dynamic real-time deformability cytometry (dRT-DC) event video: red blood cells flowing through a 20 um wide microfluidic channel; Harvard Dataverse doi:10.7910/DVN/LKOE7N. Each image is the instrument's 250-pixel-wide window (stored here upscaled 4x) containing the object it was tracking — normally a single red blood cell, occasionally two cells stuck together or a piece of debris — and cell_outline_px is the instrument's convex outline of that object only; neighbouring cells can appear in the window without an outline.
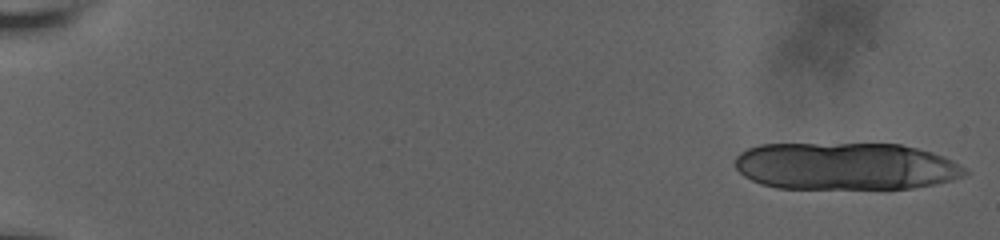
{"species": "human", "species_latin": "Homo sapiens", "temperature_condition": "room temperature", "stored_images_in_passage": 18, "camera_frame_rate_fps": 3000, "um_per_image_px": 0.085, "donor": {"sex": "male"}, "frame": {"image": 1, "passage_image": 1, "time_ms": 0.0, "image_size_px": [1000, 240], "cell_outline_px": [[968, 172], [964, 176], [952, 180], [912, 188], [776, 188], [760, 184], [744, 176], [736, 168], [736, 156], [740, 152], [748, 148], [760, 144], [900, 144], [932, 152], [952, 160], [964, 168]], "centroid_in_image_um": [71.85, 14.12], "position_along_channel_um": 13.2, "area_um2": 63.29}}